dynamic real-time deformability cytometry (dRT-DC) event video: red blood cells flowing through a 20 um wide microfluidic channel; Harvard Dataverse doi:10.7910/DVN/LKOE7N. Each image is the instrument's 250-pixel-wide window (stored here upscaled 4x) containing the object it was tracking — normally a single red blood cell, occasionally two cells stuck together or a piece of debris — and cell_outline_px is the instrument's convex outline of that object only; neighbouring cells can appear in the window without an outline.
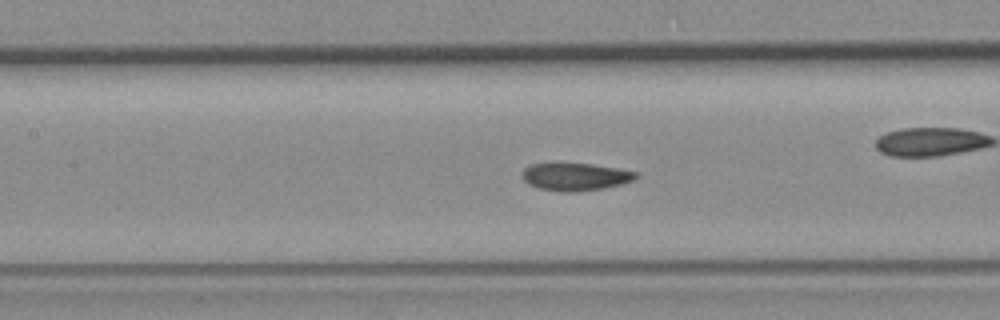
{"species": "common noctule bat (a hibernating species)", "species_latin": "Nyctalus noctula", "temperature_condition": "room temperature", "stored_images_in_passage": 45, "camera_frame_rate_fps": 3000, "um_per_image_px": 0.085, "animal": {"sex": "female", "body_mass_g": 19.3, "forearm_length_mm": 54.1}, "frame": {"image": 1, "passage_image": 14, "time_ms": 4.333, "image_size_px": [1000, 320], "cell_outline_px": [[640, 176], [632, 180], [620, 184], [604, 188], [576, 192], [564, 192], [540, 188], [528, 184], [524, 180], [524, 168], [528, 164], [592, 164], [616, 168], [636, 172]], "centroid_in_image_um": [48.92, 15.03], "position_along_channel_um": 158.5, "area_um2": 17.98}}
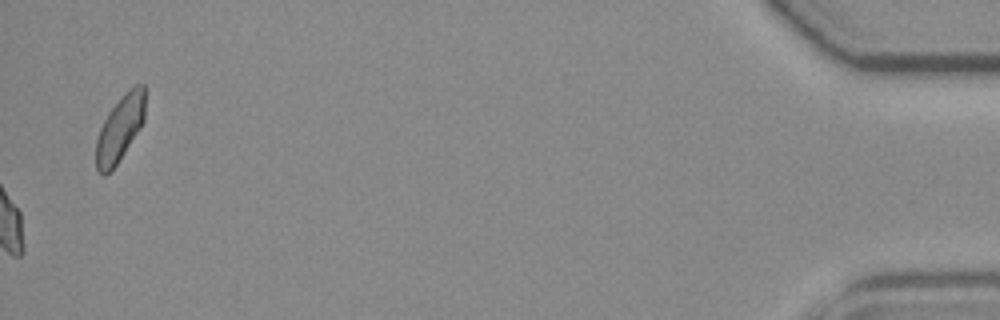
{"frame": {"image": 2, "passage_image": 45, "time_ms": 14.667, "image_size_px": [1000, 320], "cell_outline_px": [[144, 120], [140, 128], [116, 164], [104, 176], [96, 168], [96, 140], [100, 128], [108, 112], [124, 92], [132, 84], [144, 84]], "centroid_in_image_um": [10.19, 10.86], "position_along_channel_um": 425.0, "area_um2": 18.61}, "authors_computed_cell_mechanics": {"area_um2": 18.4382, "velocity_mm_per_s": 3.7888, "shape_relaxation_time_tau1_ms": null, "shape_relaxation_time_tau2_ms": 1.0847, "deformation_change_tau1": null, "deformation_change_tau2": 0.0527}}